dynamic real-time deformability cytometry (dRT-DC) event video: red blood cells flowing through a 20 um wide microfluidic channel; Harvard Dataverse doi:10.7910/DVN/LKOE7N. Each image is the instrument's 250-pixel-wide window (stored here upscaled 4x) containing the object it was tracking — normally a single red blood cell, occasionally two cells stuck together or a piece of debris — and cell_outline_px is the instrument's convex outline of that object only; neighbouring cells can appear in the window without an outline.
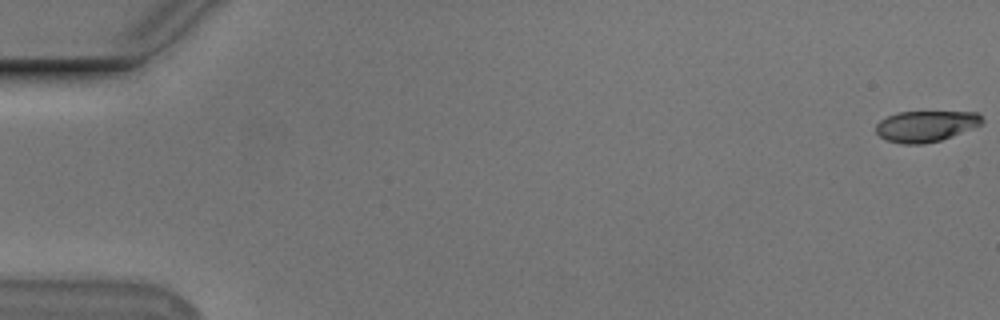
{"species": "Egyptian fruit bat (a non-hibernating species)", "species_latin": "Rousettus aegyptiacus", "temperature_condition": "cold", "stored_images_in_passage": 55, "camera_frame_rate_fps": 3000, "um_per_image_px": 0.085, "animal": {"sex": "male"}, "frame": {"image": 1, "passage_image": 1, "time_ms": 0.0, "image_size_px": [1000, 320], "cell_outline_px": [[984, 124], [952, 136], [940, 140], [924, 144], [900, 144], [888, 140], [880, 136], [876, 132], [876, 124], [880, 120], [896, 112], [976, 112], [984, 120]], "centroid_in_image_um": [78.7, 10.72], "position_along_channel_um": 6.3, "area_um2": 19.19}}
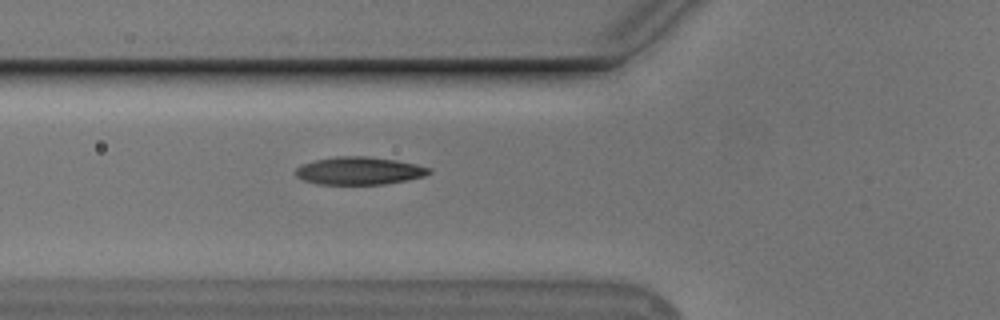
{"frame": {"image": 2, "passage_image": 21, "time_ms": 6.667, "image_size_px": [1000, 320], "cell_outline_px": [[432, 172], [424, 176], [408, 180], [384, 184], [316, 184], [304, 180], [296, 176], [296, 168], [300, 164], [316, 160], [336, 156], [368, 156], [396, 160], [416, 164], [432, 168]], "centroid_in_image_um": [30.55, 14.51], "position_along_channel_um": 95.3, "area_um2": 21.68}}
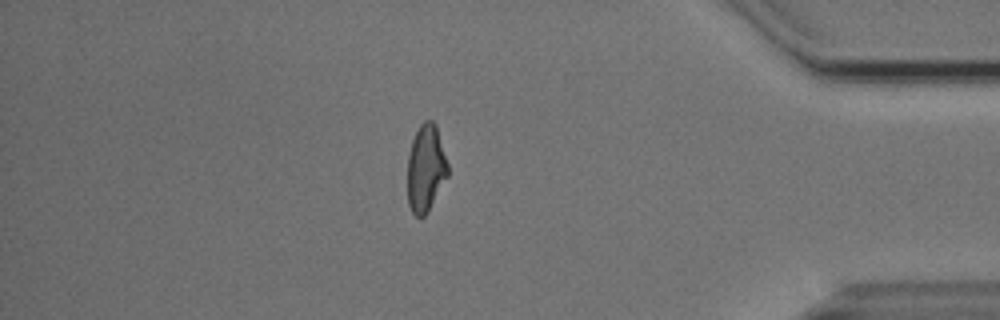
{"frame": {"image": 3, "passage_image": 48, "time_ms": 15.667, "image_size_px": [1000, 320], "cell_outline_px": [[448, 176], [428, 212], [424, 216], [416, 216], [412, 212], [408, 204], [408, 156], [412, 140], [420, 124], [424, 120], [432, 120], [436, 124], [448, 164]], "centroid_in_image_um": [36.2, 14.3], "position_along_channel_um": 399.0, "area_um2": 20.52}, "authors_computed_cell_mechanics": {"area_um2": 20.8658, "velocity_mm_per_s": 3.7582, "shape_relaxation_time_tau1_ms": 4.5799, "shape_relaxation_time_tau2_ms": 1.8594, "deformation_change_tau1": 0.1621, "deformation_change_tau2": 0.0835}}